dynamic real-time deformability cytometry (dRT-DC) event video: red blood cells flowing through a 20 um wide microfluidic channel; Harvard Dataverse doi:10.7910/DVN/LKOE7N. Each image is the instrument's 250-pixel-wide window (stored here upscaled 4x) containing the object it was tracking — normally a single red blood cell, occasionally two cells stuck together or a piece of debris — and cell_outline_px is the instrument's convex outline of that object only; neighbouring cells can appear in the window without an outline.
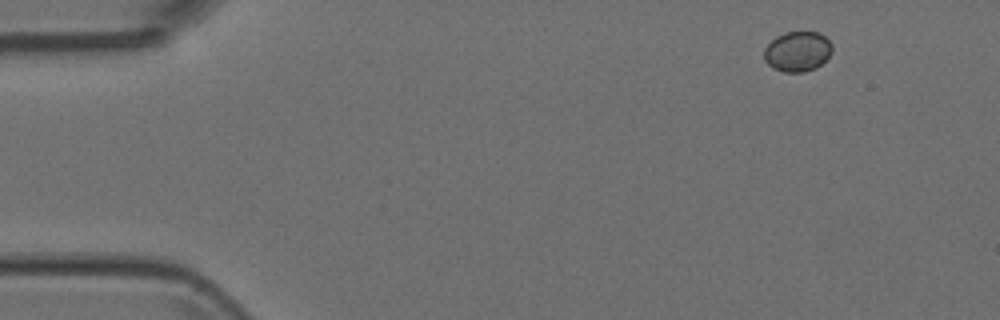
{"species": "Egyptian fruit bat (a non-hibernating species)", "species_latin": "Rousettus aegyptiacus", "temperature_condition": "room temperature", "stored_images_in_passage": 5, "segment_of_instrument_passage": [1, 2], "camera_frame_rate_fps": 3000, "um_per_image_px": 0.085, "animal": {"sex": "female"}, "frame": {"image": 1, "passage_image": 1, "time_ms": 0.0, "image_size_px": [1000, 320], "cell_outline_px": [[832, 52], [816, 68], [804, 72], [784, 72], [772, 68], [764, 60], [764, 48], [776, 36], [784, 32], [820, 32], [832, 44]], "centroid_in_image_um": [67.77, 4.37], "position_along_channel_um": 17.2, "area_um2": 15.95}}
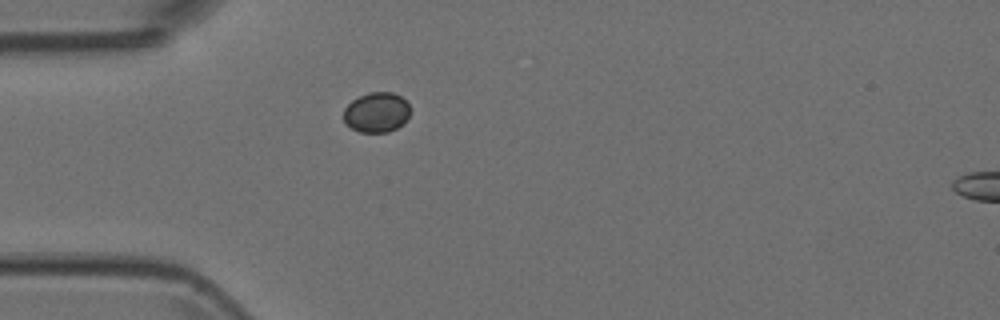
{"frame": {"image": 2, "passage_image": 4, "time_ms": 1.0, "image_size_px": [1000, 320], "cell_outline_px": [[408, 116], [396, 128], [388, 132], [360, 132], [352, 128], [344, 120], [344, 108], [352, 100], [368, 92], [392, 92], [400, 96], [408, 104]], "centroid_in_image_um": [31.98, 9.54], "position_along_channel_um": 53.0, "area_um2": 15.2}}